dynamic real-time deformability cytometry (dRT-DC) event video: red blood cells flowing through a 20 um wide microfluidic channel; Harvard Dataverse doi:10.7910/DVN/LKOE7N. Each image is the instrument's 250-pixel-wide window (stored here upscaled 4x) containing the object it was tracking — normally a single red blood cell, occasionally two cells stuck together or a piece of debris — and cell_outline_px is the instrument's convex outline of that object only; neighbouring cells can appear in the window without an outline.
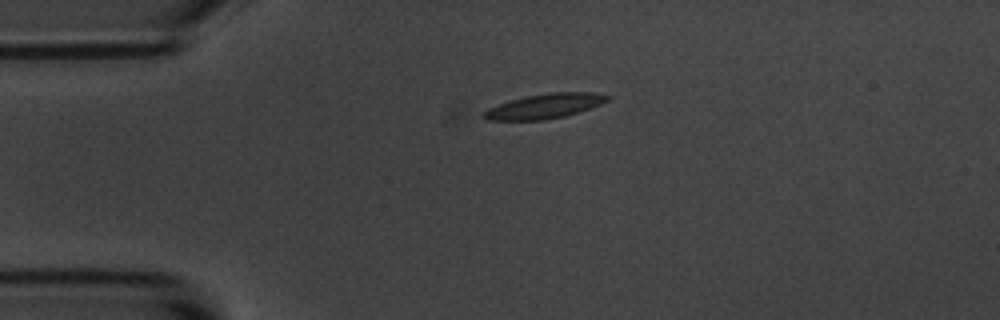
{"species": "common noctule bat (a hibernating species)", "species_latin": "Nyctalus noctula", "temperature_condition": "room temperature", "stored_images_in_passage": 4, "camera_frame_rate_fps": 3000, "um_per_image_px": 0.085, "animal": {"sex": "male", "body_mass_g": 20.1, "forearm_length_mm": 53.5}, "frame": {"image": 1, "passage_image": 1, "time_ms": 0.0, "image_size_px": [1000, 320], "cell_outline_px": [[612, 96], [608, 100], [600, 104], [564, 116], [544, 120], [484, 120], [480, 116], [480, 112], [488, 108], [524, 96], [552, 92], [592, 92]], "centroid_in_image_um": [46.23, 9.02], "position_along_channel_um": 38.8, "area_um2": 17.74}}
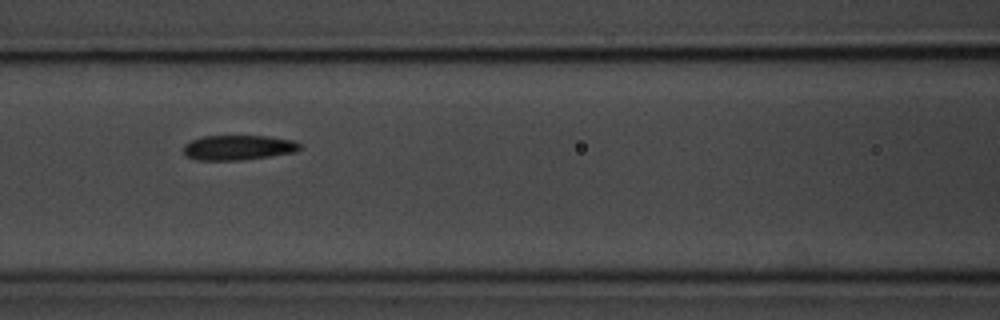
{"frame": {"image": 2, "passage_image": 4, "time_ms": 3.667, "image_size_px": [1000, 320], "cell_outline_px": [[300, 148], [296, 152], [240, 160], [196, 160], [188, 156], [184, 152], [184, 144], [192, 140], [204, 136], [264, 136], [292, 140], [300, 144]], "centroid_in_image_um": [20.23, 12.54], "position_along_channel_um": 146.4, "area_um2": 16.65}}